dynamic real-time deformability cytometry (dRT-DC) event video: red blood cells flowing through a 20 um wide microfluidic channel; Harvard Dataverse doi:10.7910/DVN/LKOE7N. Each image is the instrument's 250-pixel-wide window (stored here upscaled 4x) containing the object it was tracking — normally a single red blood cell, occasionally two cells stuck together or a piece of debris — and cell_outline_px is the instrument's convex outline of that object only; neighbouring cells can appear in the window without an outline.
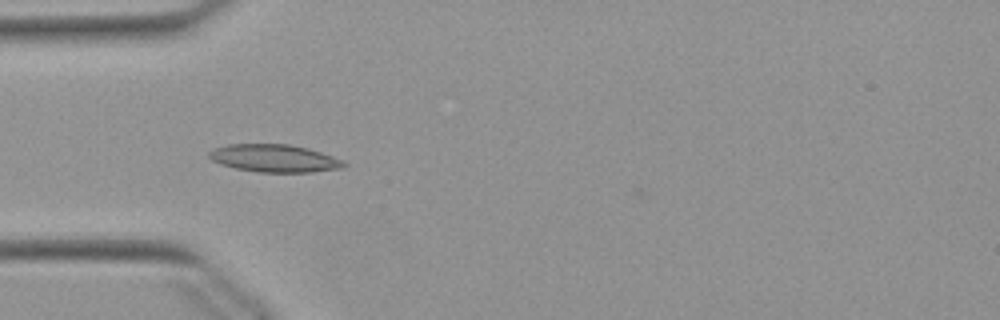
{"species": "Egyptian fruit bat (a non-hibernating species)", "species_latin": "Rousettus aegyptiacus", "temperature_condition": "warm", "stored_images_in_passage": 37, "camera_frame_rate_fps": 3000, "um_per_image_px": 0.085, "animal": {"sex": "female"}, "frame": {"image": 1, "passage_image": 1, "time_ms": 0.0, "image_size_px": [1000, 320], "cell_outline_px": [[348, 164], [344, 168], [312, 172], [256, 172], [236, 168], [220, 164], [212, 160], [208, 156], [208, 152], [212, 148], [228, 144], [288, 144], [308, 148], [344, 160]], "centroid_in_image_um": [23.32, 13.45], "position_along_channel_um": 61.7, "area_um2": 21.91}}
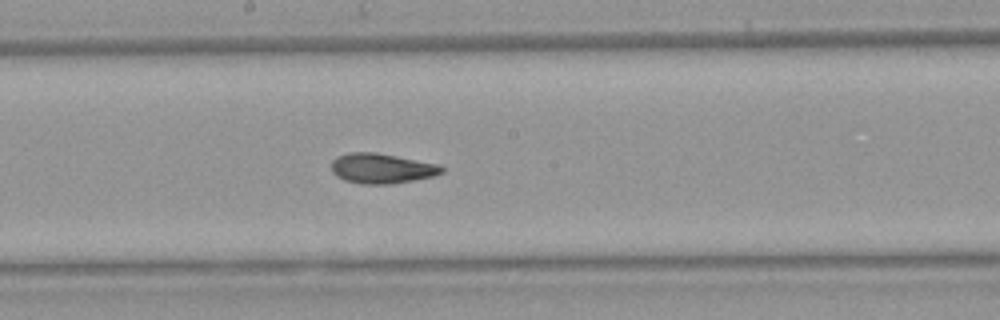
{"frame": {"image": 2, "passage_image": 13, "time_ms": 4.0, "image_size_px": [1000, 320], "cell_outline_px": [[444, 172], [432, 176], [412, 180], [388, 184], [360, 184], [344, 180], [336, 176], [332, 172], [332, 160], [336, 156], [348, 152], [376, 152], [440, 164], [444, 168]], "centroid_in_image_um": [32.42, 14.3], "position_along_channel_um": 215.8, "area_um2": 19.42}}
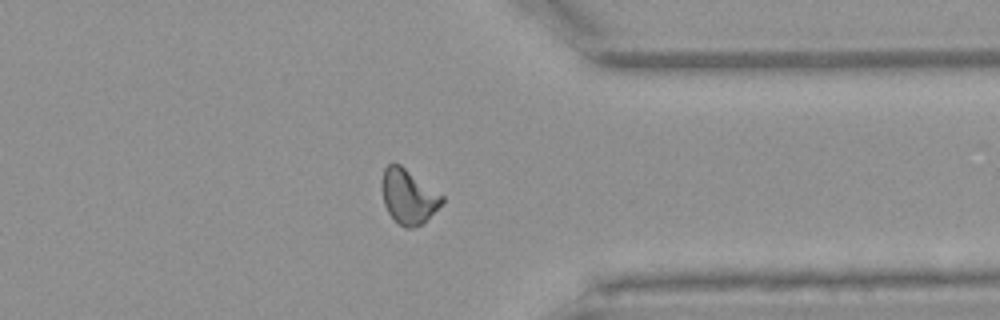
{"frame": {"image": 3, "passage_image": 26, "time_ms": 8.333, "image_size_px": [1000, 320], "cell_outline_px": [[444, 200], [420, 224], [412, 228], [404, 228], [388, 212], [384, 204], [380, 184], [384, 168], [392, 160], [400, 164], [444, 196]], "centroid_in_image_um": [34.65, 16.64], "position_along_channel_um": 376.7, "area_um2": 18.9}, "authors_computed_cell_mechanics": {"area_um2": 18.9006, "velocity_mm_per_s": 3.8827, "shape_relaxation_time_tau1_ms": 10.2551, "shape_relaxation_time_tau2_ms": 1.9877, "deformation_change_tau1": 0.23, "deformation_change_tau2": 0.0809}}